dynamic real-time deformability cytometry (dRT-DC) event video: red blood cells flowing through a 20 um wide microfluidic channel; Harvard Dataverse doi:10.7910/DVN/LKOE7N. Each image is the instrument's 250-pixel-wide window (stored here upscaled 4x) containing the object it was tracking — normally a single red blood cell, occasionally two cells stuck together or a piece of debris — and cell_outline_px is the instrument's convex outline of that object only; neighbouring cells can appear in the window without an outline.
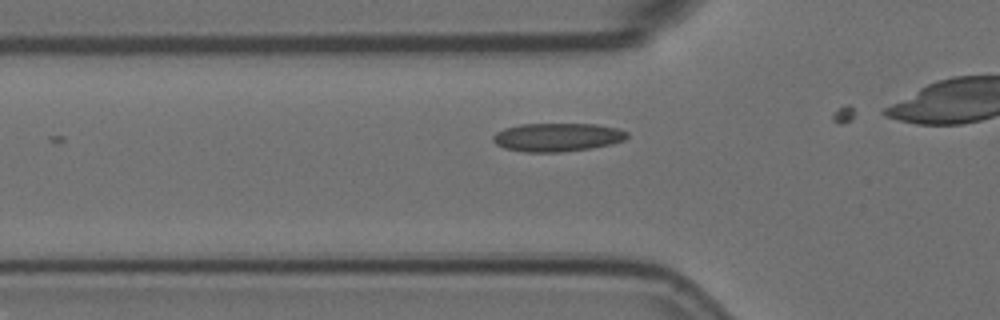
{"species": "Egyptian fruit bat (a non-hibernating species)", "species_latin": "Rousettus aegyptiacus", "temperature_condition": "room temperature", "stored_images_in_passage": 5, "camera_frame_rate_fps": 3000, "um_per_image_px": 0.085, "animal": {"sex": "female"}, "frame": {"image": 1, "passage_image": 3, "time_ms": 0.667, "image_size_px": [1000, 320], "cell_outline_px": [[628, 136], [624, 140], [608, 144], [588, 148], [560, 152], [528, 152], [504, 148], [496, 144], [492, 140], [492, 136], [496, 132], [504, 128], [520, 124], [596, 124], [620, 128], [628, 132]], "centroid_in_image_um": [47.35, 11.65], "position_along_channel_um": 78.5, "area_um2": 22.14}}